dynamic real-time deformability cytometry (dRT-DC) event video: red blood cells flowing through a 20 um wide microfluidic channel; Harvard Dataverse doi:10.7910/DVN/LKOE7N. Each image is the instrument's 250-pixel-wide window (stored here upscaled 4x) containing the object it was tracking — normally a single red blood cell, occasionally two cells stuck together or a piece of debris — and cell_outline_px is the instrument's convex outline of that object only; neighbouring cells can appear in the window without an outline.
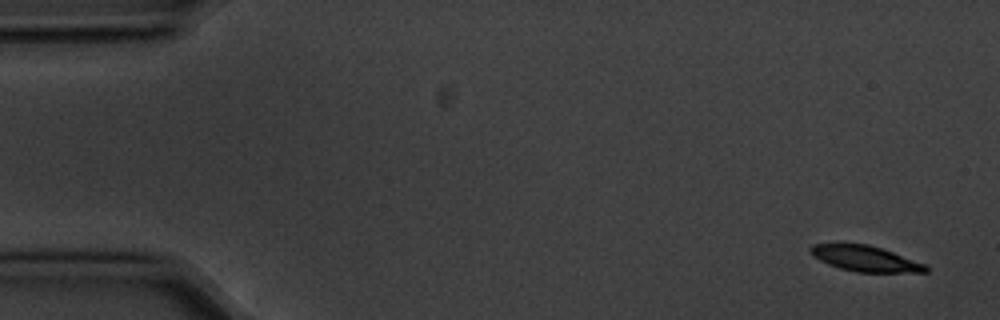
{"species": "common noctule bat (a hibernating species)", "species_latin": "Nyctalus noctula", "temperature_condition": "cold", "stored_images_in_passage": 6, "camera_frame_rate_fps": 3000, "um_per_image_px": 0.085, "animal": {"sex": "male", "body_mass_g": 20.1, "forearm_length_mm": 53.5}, "frame": {"image": 1, "passage_image": 1, "time_ms": 0.0, "image_size_px": [1000, 320], "cell_outline_px": [[928, 272], [856, 272], [840, 268], [828, 264], [812, 256], [808, 252], [808, 248], [812, 244], [836, 240], [868, 244], [892, 252], [924, 264], [928, 268]], "centroid_in_image_um": [73.38, 21.92], "position_along_channel_um": 11.6, "area_um2": 17.8}}
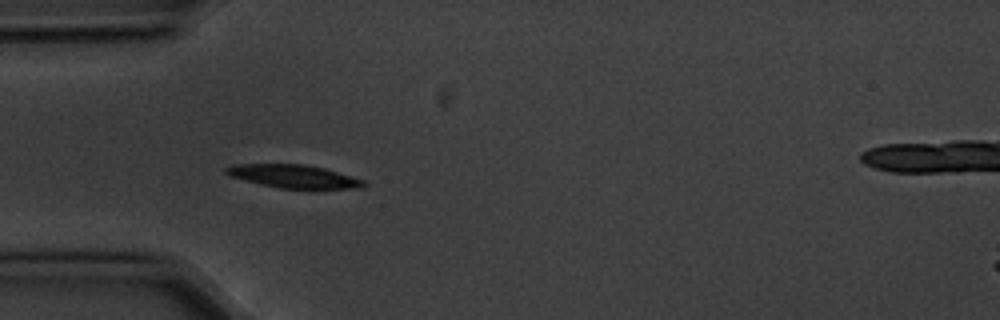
{"frame": {"image": 2, "passage_image": 5, "time_ms": 1.333, "image_size_px": [1000, 320], "cell_outline_px": [[368, 184], [360, 188], [280, 188], [260, 184], [228, 176], [224, 172], [224, 168], [232, 164], [304, 164], [324, 168], [364, 180]], "centroid_in_image_um": [24.91, 14.98], "position_along_channel_um": 60.1, "area_um2": 18.5}}